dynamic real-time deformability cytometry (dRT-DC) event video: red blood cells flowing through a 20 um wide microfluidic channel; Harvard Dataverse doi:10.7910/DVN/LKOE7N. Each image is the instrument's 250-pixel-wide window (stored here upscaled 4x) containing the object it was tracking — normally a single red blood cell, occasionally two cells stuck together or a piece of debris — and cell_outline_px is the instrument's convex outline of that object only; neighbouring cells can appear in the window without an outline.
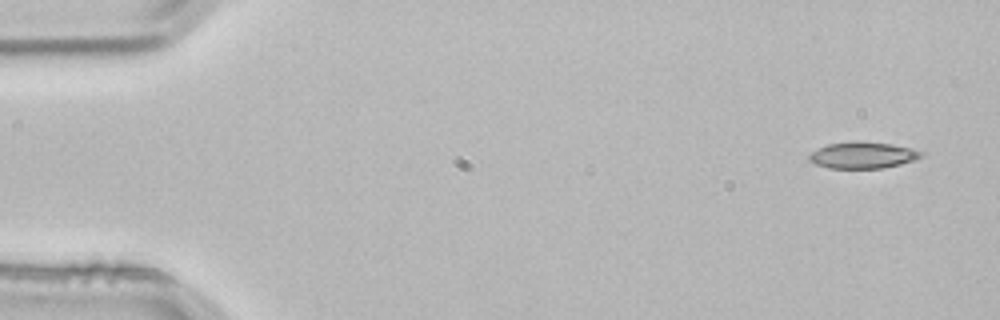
{"species": "common noctule bat (a hibernating species)", "species_latin": "Nyctalus noctula", "temperature_condition": "room temperature", "stored_images_in_passage": 3, "camera_frame_rate_fps": 3000, "um_per_image_px": 0.085, "animal": {"sex": "male", "body_mass_g": 21.5, "forearm_length_mm": 52.0}, "frame": {"image": 1, "passage_image": 1, "time_ms": 0.0, "image_size_px": [1000, 320], "cell_outline_px": [[924, 156], [916, 160], [884, 168], [828, 168], [816, 164], [808, 156], [812, 152], [828, 144], [856, 140], [892, 144], [912, 148], [924, 152]], "centroid_in_image_um": [73.41, 13.18], "position_along_channel_um": 11.6, "area_um2": 17.34}}
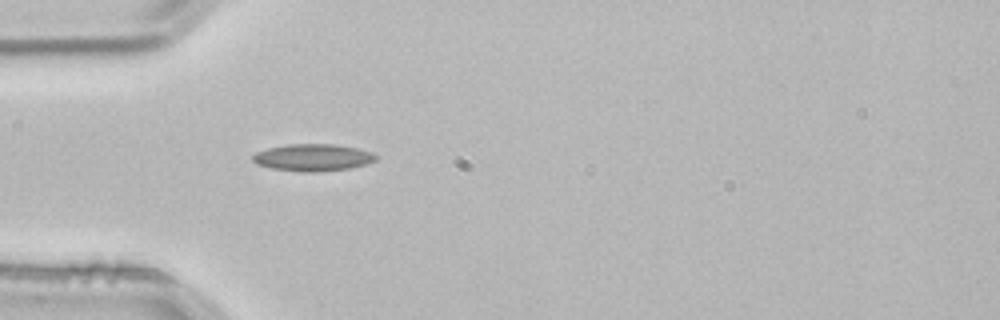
{"frame": {"image": 2, "passage_image": 3, "time_ms": 0.667, "image_size_px": [1000, 320], "cell_outline_px": [[376, 160], [368, 164], [348, 168], [316, 172], [300, 172], [272, 168], [256, 164], [252, 160], [252, 156], [256, 152], [268, 148], [288, 144], [332, 144], [356, 148], [372, 152], [376, 156]], "centroid_in_image_um": [26.58, 13.39], "position_along_channel_um": 58.4, "area_um2": 19.36}}